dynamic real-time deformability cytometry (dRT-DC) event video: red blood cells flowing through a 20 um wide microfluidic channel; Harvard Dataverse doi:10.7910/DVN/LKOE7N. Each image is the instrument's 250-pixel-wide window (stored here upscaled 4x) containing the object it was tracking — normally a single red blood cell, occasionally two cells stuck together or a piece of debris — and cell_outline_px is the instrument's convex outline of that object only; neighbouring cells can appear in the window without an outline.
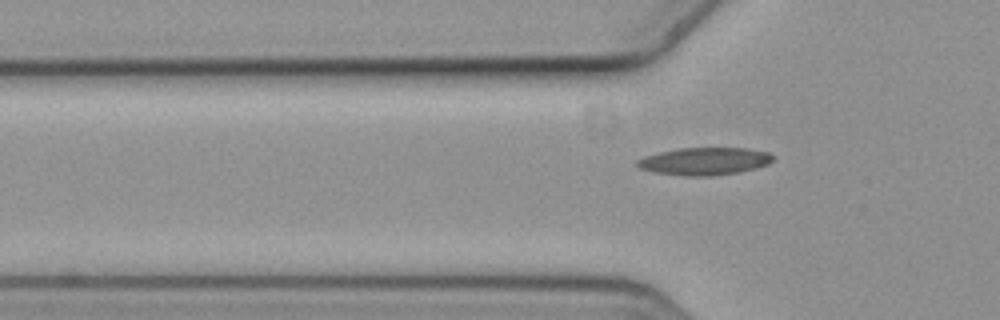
{"species": "common noctule bat (a hibernating species)", "species_latin": "Nyctalus noctula", "temperature_condition": "cold", "stored_images_in_passage": 6, "segment_of_instrument_passage": [2, 2], "camera_frame_rate_fps": 3000, "um_per_image_px": 0.085, "animal": {"sex": "female", "body_mass_g": 19.3, "forearm_length_mm": 54.1}, "frame": {"image": 1, "passage_image": 6, "time_ms": 1.667, "image_size_px": [1000, 320], "cell_outline_px": [[776, 156], [768, 164], [736, 172], [708, 176], [688, 176], [652, 172], [640, 168], [636, 164], [636, 160], [644, 156], [660, 152], [680, 148], [748, 148], [768, 152]], "centroid_in_image_um": [59.86, 13.69], "position_along_channel_um": 65.9, "area_um2": 21.62}}